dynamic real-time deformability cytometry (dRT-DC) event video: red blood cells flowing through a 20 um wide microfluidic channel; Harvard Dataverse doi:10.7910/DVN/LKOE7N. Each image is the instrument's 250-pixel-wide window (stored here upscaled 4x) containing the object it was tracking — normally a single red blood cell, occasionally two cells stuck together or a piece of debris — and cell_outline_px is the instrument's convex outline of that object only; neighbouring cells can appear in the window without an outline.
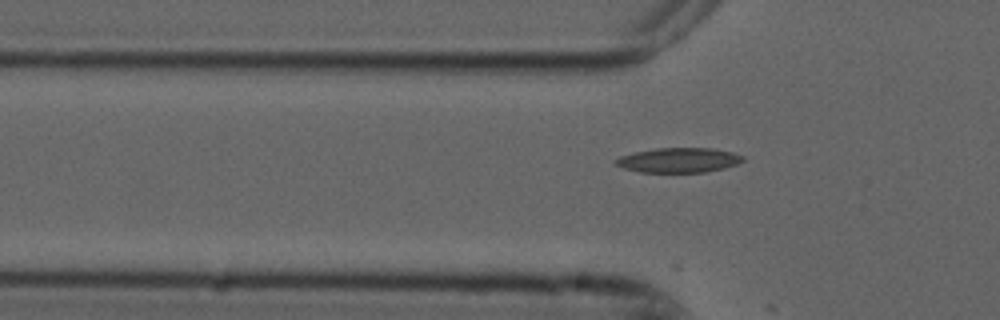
{"species": "common noctule bat (a hibernating species)", "species_latin": "Nyctalus noctula", "temperature_condition": "cold", "stored_images_in_passage": 12, "camera_frame_rate_fps": 3000, "um_per_image_px": 0.085, "animal": {"sex": "male", "forearm_length_mm": 52.5}, "frame": {"image": 1, "passage_image": 10, "time_ms": 3.0, "image_size_px": [1000, 320], "cell_outline_px": [[744, 160], [736, 164], [724, 168], [704, 172], [640, 172], [624, 168], [616, 164], [612, 160], [620, 156], [636, 152], [656, 148], [712, 148], [732, 152], [744, 156]], "centroid_in_image_um": [57.68, 13.61], "position_along_channel_um": 68.1, "area_um2": 18.26}}